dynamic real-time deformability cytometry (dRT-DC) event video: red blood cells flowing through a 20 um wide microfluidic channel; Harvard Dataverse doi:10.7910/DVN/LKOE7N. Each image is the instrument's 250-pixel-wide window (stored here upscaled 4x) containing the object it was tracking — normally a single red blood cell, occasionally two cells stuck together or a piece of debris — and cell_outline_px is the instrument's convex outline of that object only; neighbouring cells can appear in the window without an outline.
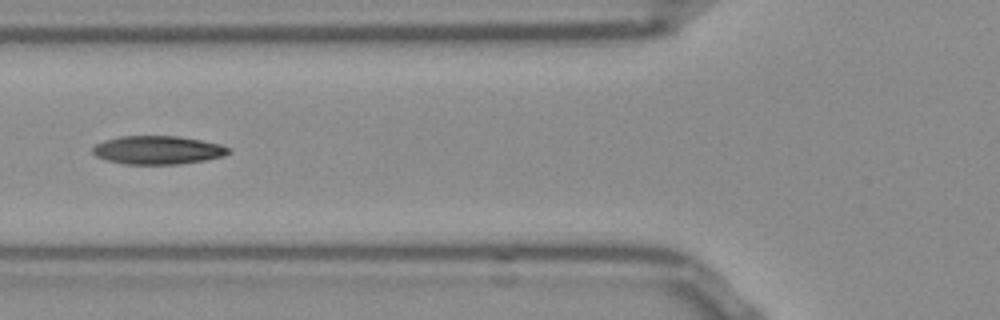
{"species": "Egyptian fruit bat (a non-hibernating species)", "species_latin": "Rousettus aegyptiacus", "temperature_condition": "room temperature", "stored_images_in_passage": 19, "camera_frame_rate_fps": 3000, "um_per_image_px": 0.085, "frame": {"image": 1, "passage_image": 6, "time_ms": 1.667, "image_size_px": [1000, 320], "cell_outline_px": [[232, 152], [224, 156], [204, 160], [180, 164], [124, 164], [108, 160], [96, 156], [92, 152], [92, 148], [96, 144], [104, 140], [120, 136], [176, 136], [200, 140], [220, 144], [232, 148]], "centroid_in_image_um": [13.43, 12.75], "position_along_channel_um": 112.4, "area_um2": 22.54}}
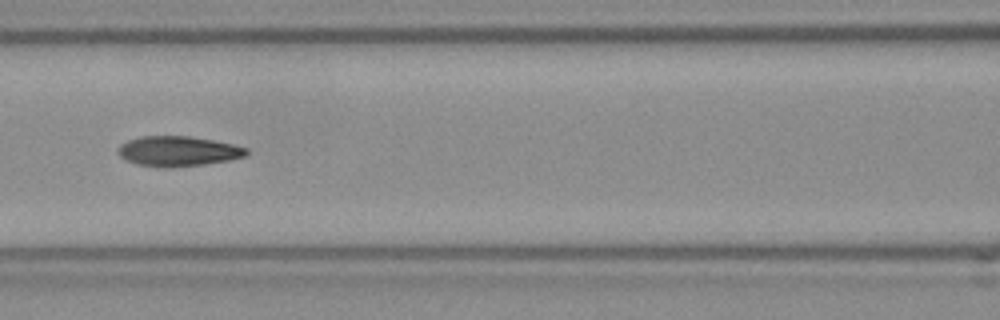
{"frame": {"image": 2, "passage_image": 9, "time_ms": 2.667, "image_size_px": [1000, 320], "cell_outline_px": [[248, 152], [244, 156], [228, 160], [204, 164], [168, 168], [164, 168], [136, 164], [124, 160], [116, 152], [120, 144], [128, 140], [140, 136], [188, 136], [212, 140], [232, 144], [248, 148]], "centroid_in_image_um": [15.07, 12.85], "position_along_channel_um": 151.5, "area_um2": 22.54}}